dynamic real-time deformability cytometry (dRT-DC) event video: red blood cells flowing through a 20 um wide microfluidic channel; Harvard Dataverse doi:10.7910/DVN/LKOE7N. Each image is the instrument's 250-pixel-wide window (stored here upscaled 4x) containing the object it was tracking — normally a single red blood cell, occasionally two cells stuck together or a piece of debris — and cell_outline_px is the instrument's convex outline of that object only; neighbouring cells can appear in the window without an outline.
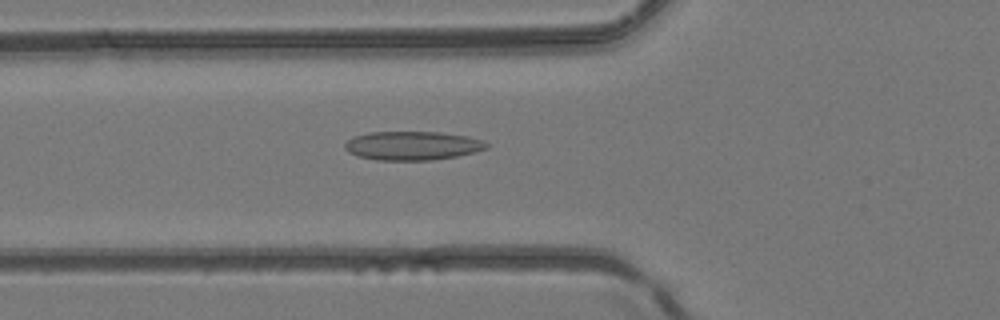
{"species": "common noctule bat (a hibernating species)", "species_latin": "Nyctalus noctula", "temperature_condition": "room temperature", "stored_images_in_passage": 38, "camera_frame_rate_fps": 3000, "um_per_image_px": 0.085, "animal": {"sex": "female", "body_mass_g": 24.6, "forearm_length_mm": 56.2}, "frame": {"image": 1, "passage_image": 8, "time_ms": 2.333, "image_size_px": [1000, 320], "cell_outline_px": [[488, 148], [456, 156], [432, 160], [376, 160], [360, 156], [348, 152], [344, 148], [344, 144], [352, 136], [368, 132], [440, 132], [468, 136], [480, 140], [488, 144]], "centroid_in_image_um": [35.01, 12.37], "position_along_channel_um": 90.8, "area_um2": 23.7}}
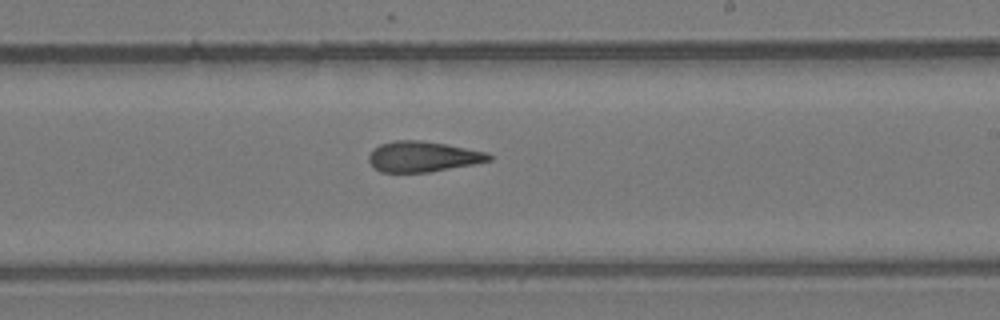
{"frame": {"image": 2, "passage_image": 19, "time_ms": 6.0, "image_size_px": [1000, 320], "cell_outline_px": [[492, 160], [472, 164], [428, 172], [380, 172], [372, 168], [368, 160], [368, 156], [380, 144], [392, 140], [420, 140], [444, 144], [488, 152], [492, 156]], "centroid_in_image_um": [35.91, 13.31], "position_along_channel_um": 253.1, "area_um2": 21.27}}
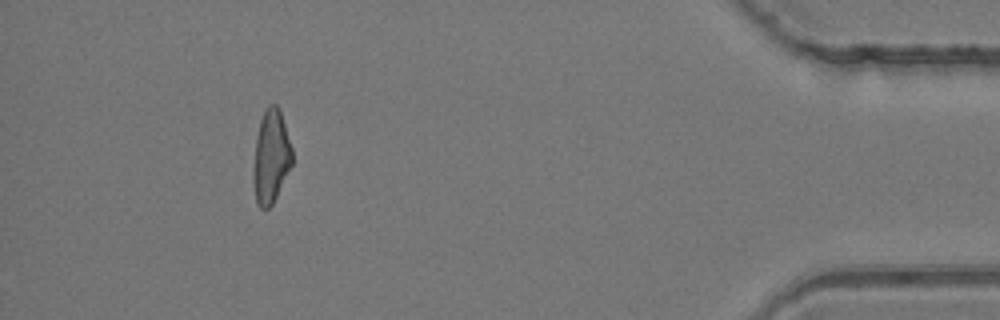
{"frame": {"image": 3, "passage_image": 34, "time_ms": 11.0, "image_size_px": [1000, 320], "cell_outline_px": [[292, 164], [272, 204], [268, 208], [260, 208], [256, 204], [252, 180], [252, 168], [256, 136], [260, 120], [264, 108], [268, 104], [276, 104], [280, 108], [292, 148]], "centroid_in_image_um": [23.0, 13.29], "position_along_channel_um": 412.2, "area_um2": 21.44}}